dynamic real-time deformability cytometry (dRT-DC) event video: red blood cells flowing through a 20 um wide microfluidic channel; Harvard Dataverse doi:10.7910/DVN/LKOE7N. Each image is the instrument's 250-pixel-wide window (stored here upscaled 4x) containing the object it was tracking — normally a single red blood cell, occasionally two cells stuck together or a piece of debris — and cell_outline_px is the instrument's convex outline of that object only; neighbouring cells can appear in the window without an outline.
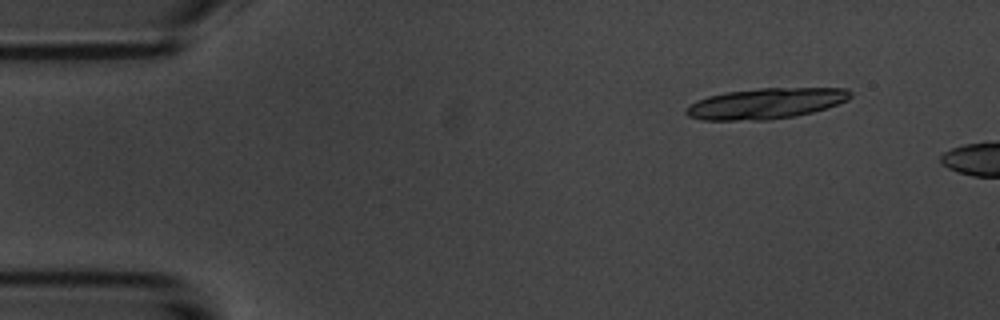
{"species": "common noctule bat (a hibernating species)", "species_latin": "Nyctalus noctula", "temperature_condition": "room temperature", "stored_images_in_passage": 3, "camera_frame_rate_fps": 3000, "um_per_image_px": 0.085, "animal": {"sex": "male", "body_mass_g": 20.1, "forearm_length_mm": 53.5}, "frame": {"image": 1, "passage_image": 2, "time_ms": 1.0, "image_size_px": [1000, 320], "cell_outline_px": [[852, 96], [848, 100], [828, 108], [796, 116], [768, 120], [700, 120], [688, 116], [684, 112], [684, 108], [688, 104], [696, 100], [708, 96], [724, 92], [760, 88], [848, 88], [852, 92]], "centroid_in_image_um": [65.08, 8.79], "position_along_channel_um": 19.9, "area_um2": 29.82}}